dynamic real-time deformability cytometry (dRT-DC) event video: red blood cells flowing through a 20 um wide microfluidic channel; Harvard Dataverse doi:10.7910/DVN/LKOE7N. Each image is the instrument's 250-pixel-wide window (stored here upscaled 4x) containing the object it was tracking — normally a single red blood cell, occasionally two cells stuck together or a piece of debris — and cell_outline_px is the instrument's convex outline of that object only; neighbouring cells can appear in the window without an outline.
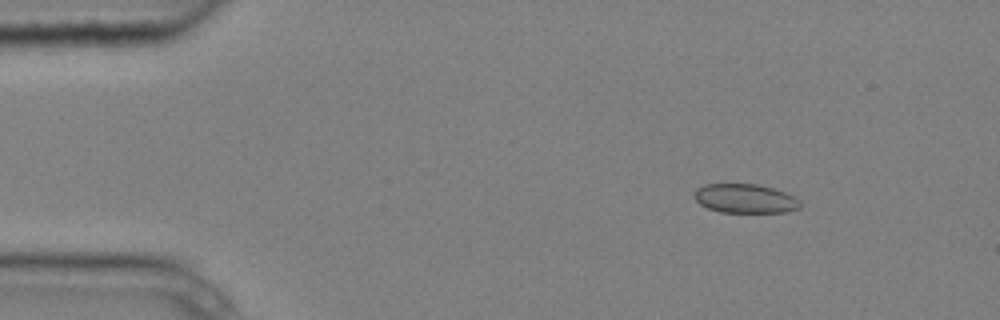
{"species": "common noctule bat (a hibernating species)", "species_latin": "Nyctalus noctula", "temperature_condition": "cold", "stored_images_in_passage": 3, "camera_frame_rate_fps": 3000, "um_per_image_px": 0.085, "animal": {"sex": "male", "body_mass_g": 20.4}, "frame": {"image": 1, "passage_image": 2, "time_ms": 0.333, "image_size_px": [1000, 320], "cell_outline_px": [[800, 208], [788, 212], [720, 212], [708, 208], [700, 204], [692, 196], [692, 192], [696, 188], [704, 184], [756, 184], [772, 188], [784, 192], [800, 200]], "centroid_in_image_um": [63.29, 16.87], "position_along_channel_um": 21.7, "area_um2": 18.03}}